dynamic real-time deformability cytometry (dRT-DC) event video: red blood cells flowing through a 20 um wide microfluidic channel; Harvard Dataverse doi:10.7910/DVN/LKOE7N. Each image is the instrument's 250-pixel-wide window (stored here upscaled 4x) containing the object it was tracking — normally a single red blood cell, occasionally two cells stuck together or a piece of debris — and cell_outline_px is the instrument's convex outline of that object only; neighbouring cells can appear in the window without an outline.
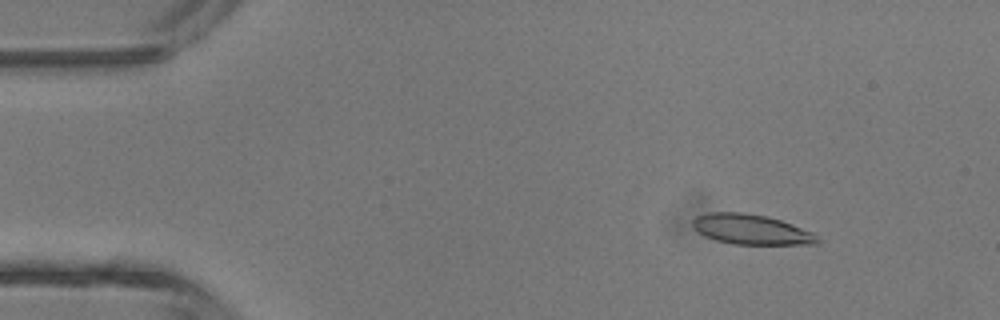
{"species": "common noctule bat (a hibernating species)", "species_latin": "Nyctalus noctula", "temperature_condition": "room temperature", "stored_images_in_passage": 3, "camera_frame_rate_fps": 3000, "um_per_image_px": 0.085, "animal": {"sex": "male", "body_mass_g": 13.3}, "frame": {"image": 1, "passage_image": 1, "time_ms": 0.0, "image_size_px": [1000, 320], "cell_outline_px": [[820, 240], [816, 244], [732, 244], [716, 240], [704, 236], [692, 224], [692, 220], [696, 216], [708, 212], [744, 212], [768, 216], [792, 224], [812, 232]], "centroid_in_image_um": [63.84, 19.49], "position_along_channel_um": 21.2, "area_um2": 21.79}}
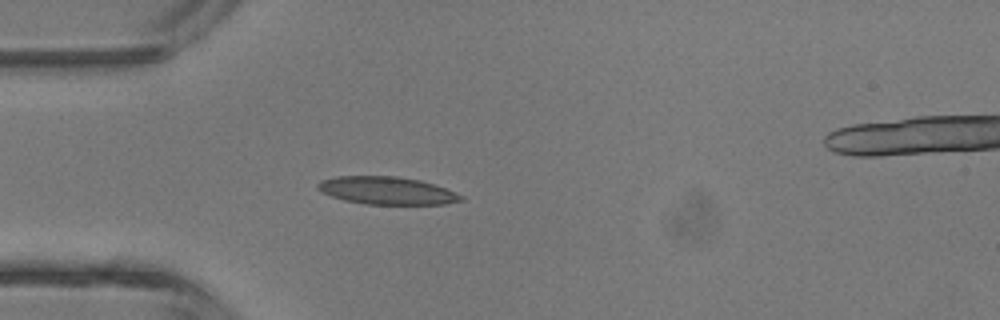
{"frame": {"image": 2, "passage_image": 3, "time_ms": 2.333, "image_size_px": [1000, 320], "cell_outline_px": [[464, 200], [444, 204], [364, 204], [344, 200], [320, 192], [316, 188], [316, 184], [320, 180], [336, 176], [396, 176], [420, 180], [444, 188], [464, 196]], "centroid_in_image_um": [32.83, 16.2], "position_along_channel_um": 52.2, "area_um2": 23.12}}